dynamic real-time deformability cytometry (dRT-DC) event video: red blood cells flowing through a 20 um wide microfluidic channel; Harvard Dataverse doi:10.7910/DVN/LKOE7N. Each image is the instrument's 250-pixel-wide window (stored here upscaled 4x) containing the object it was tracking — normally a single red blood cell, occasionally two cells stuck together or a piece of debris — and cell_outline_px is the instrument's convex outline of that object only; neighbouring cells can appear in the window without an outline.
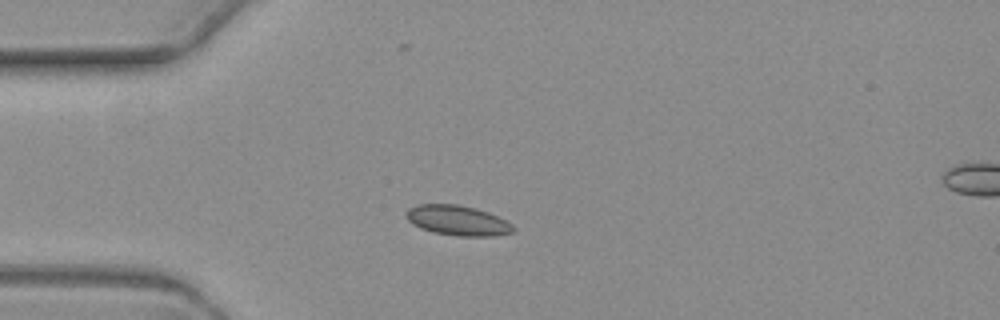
{"species": "common noctule bat (a hibernating species)", "species_latin": "Nyctalus noctula", "temperature_condition": "warm", "stored_images_in_passage": 4, "segment_of_instrument_passage": [1, 2], "camera_frame_rate_fps": 3000, "um_per_image_px": 0.085, "animal": {"sex": "female", "body_mass_g": 19.3, "forearm_length_mm": 54.1}, "frame": {"image": 1, "passage_image": 3, "time_ms": 2.667, "image_size_px": [1000, 320], "cell_outline_px": [[516, 232], [492, 236], [460, 236], [432, 232], [420, 228], [412, 224], [404, 216], [408, 208], [416, 204], [456, 204], [476, 208], [488, 212], [512, 224], [516, 228]], "centroid_in_image_um": [38.88, 18.74], "position_along_channel_um": 46.1, "area_um2": 18.9}}